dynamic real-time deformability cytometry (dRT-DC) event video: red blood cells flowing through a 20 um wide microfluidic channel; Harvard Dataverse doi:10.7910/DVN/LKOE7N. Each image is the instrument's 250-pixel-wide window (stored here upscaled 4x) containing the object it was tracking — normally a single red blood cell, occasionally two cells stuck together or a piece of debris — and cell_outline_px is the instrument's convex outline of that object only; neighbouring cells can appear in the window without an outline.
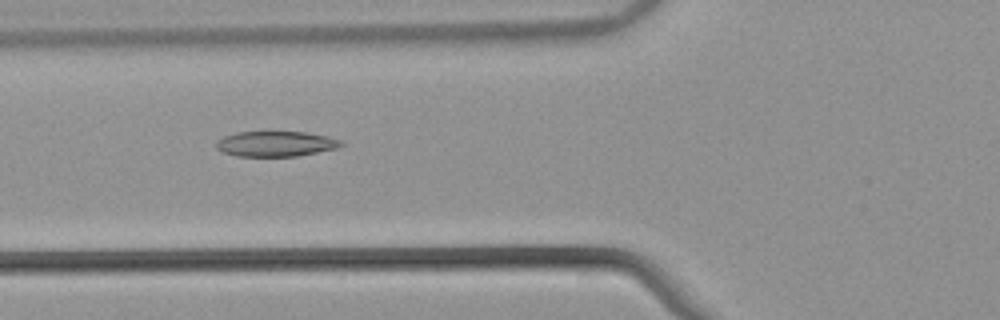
{"species": "common noctule bat (a hibernating species)", "species_latin": "Nyctalus noctula", "temperature_condition": "warm", "stored_images_in_passage": 54, "camera_frame_rate_fps": 3000, "um_per_image_px": 0.085, "animal": {"sex": "male", "body_mass_g": 21.5, "forearm_length_mm": 52.0}, "frame": {"image": 1, "passage_image": 21, "time_ms": 6.667, "image_size_px": [1000, 320], "cell_outline_px": [[344, 144], [336, 148], [296, 156], [236, 156], [220, 152], [216, 148], [216, 140], [224, 136], [236, 132], [308, 132], [328, 136], [340, 140]], "centroid_in_image_um": [23.39, 12.22], "position_along_channel_um": 102.4, "area_um2": 18.44}}
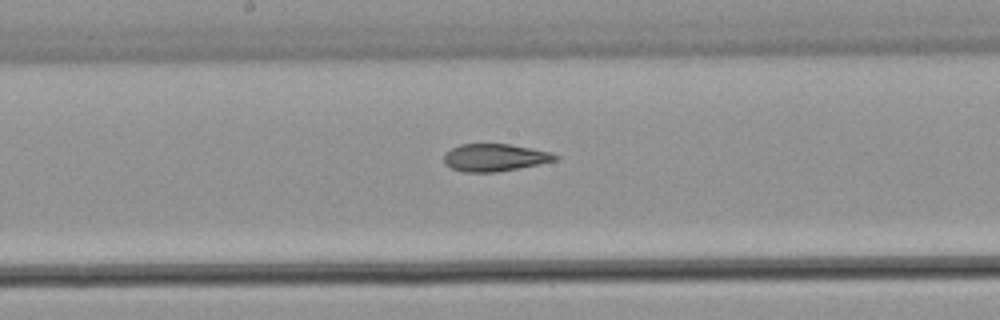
{"frame": {"image": 2, "passage_image": 29, "time_ms": 9.333, "image_size_px": [1000, 320], "cell_outline_px": [[560, 156], [556, 160], [540, 164], [496, 172], [464, 172], [452, 168], [444, 160], [444, 156], [452, 148], [460, 144], [508, 144], [552, 152]], "centroid_in_image_um": [42.1, 13.39], "position_along_channel_um": 206.1, "area_um2": 17.57}}
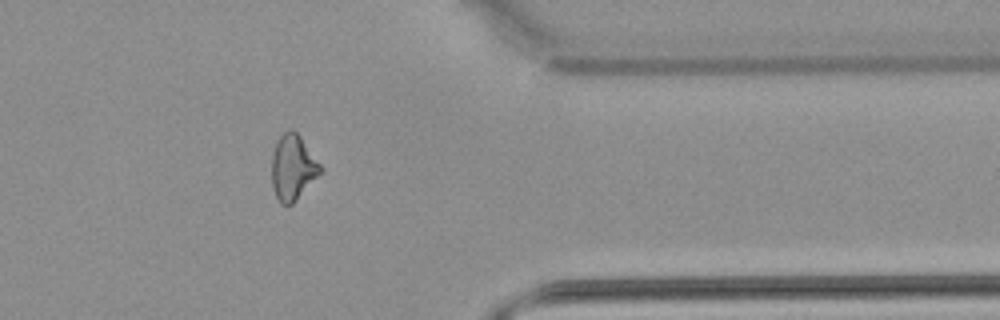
{"frame": {"image": 3, "passage_image": 44, "time_ms": 14.333, "image_size_px": [1000, 320], "cell_outline_px": [[324, 172], [292, 204], [280, 204], [272, 188], [272, 156], [276, 140], [288, 128], [292, 128], [300, 136], [324, 168]], "centroid_in_image_um": [24.92, 14.23], "position_along_channel_um": 386.5, "area_um2": 18.9}, "authors_computed_cell_mechanics": {"area_um2": 19.3052, "velocity_mm_per_s": 3.8828, "shape_relaxation_time_tau1_ms": null, "shape_relaxation_time_tau2_ms": 2.3904, "deformation_change_tau1": null, "deformation_change_tau2": 0.1035}}